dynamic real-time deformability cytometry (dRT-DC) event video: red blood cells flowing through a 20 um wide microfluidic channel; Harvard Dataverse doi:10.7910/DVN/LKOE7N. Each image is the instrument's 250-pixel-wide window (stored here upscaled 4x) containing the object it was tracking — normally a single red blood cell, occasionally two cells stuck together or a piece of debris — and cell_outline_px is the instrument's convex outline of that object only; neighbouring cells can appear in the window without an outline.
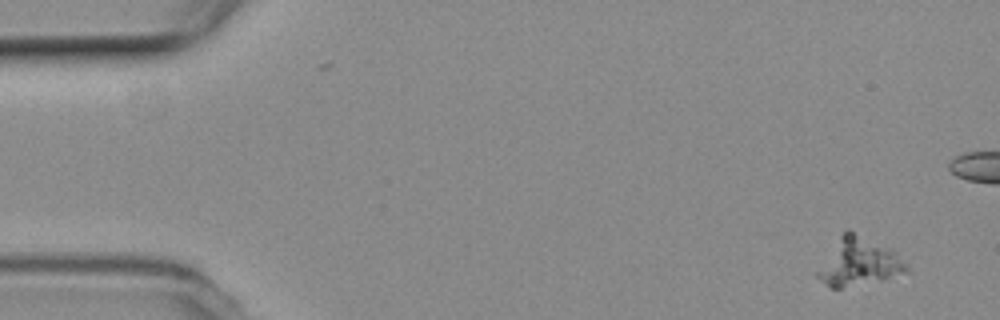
{"species": "common noctule bat (a hibernating species)", "species_latin": "Nyctalus noctula", "temperature_condition": "room temperature", "stored_images_in_passage": 15, "camera_frame_rate_fps": 3000, "um_per_image_px": 0.085, "animal": {"sex": "female", "body_mass_g": 19.3, "forearm_length_mm": 54.1}, "frame": {"image": 1, "passage_image": 1, "time_ms": 0.0, "image_size_px": [1000, 320], "cell_outline_px": [[908, 272], [880, 280], [840, 288], [832, 288], [820, 280], [812, 272], [840, 236], [848, 228], [892, 248], [896, 252], [908, 268]], "centroid_in_image_um": [72.94, 22.25], "position_along_channel_um": 12.1, "area_um2": 24.91}}